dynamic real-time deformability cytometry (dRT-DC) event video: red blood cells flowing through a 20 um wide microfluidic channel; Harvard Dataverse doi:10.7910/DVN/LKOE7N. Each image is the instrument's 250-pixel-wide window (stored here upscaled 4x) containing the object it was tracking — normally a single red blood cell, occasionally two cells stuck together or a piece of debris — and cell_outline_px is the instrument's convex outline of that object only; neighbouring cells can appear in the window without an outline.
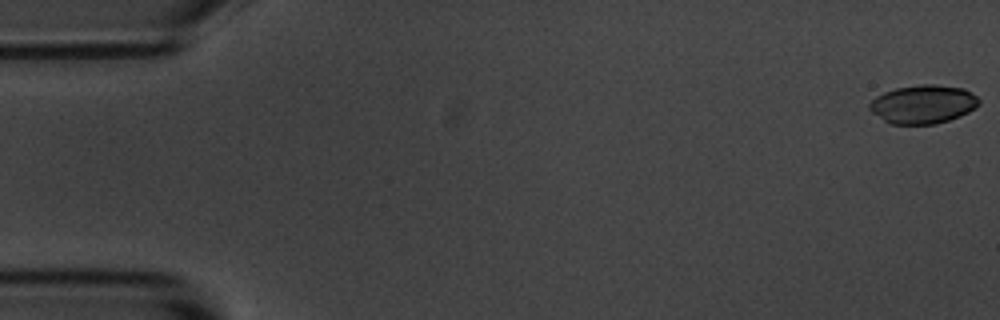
{"species": "common noctule bat (a hibernating species)", "species_latin": "Nyctalus noctula", "temperature_condition": "room temperature", "stored_images_in_passage": 7, "camera_frame_rate_fps": 3000, "um_per_image_px": 0.085, "animal": {"sex": "male", "body_mass_g": 20.1, "forearm_length_mm": 53.5}, "frame": {"image": 1, "passage_image": 1, "time_ms": 0.0, "image_size_px": [1000, 320], "cell_outline_px": [[980, 104], [976, 108], [960, 116], [936, 124], [892, 124], [884, 120], [872, 112], [868, 108], [868, 104], [876, 96], [884, 92], [896, 88], [920, 84], [936, 84], [964, 88], [976, 96], [980, 100]], "centroid_in_image_um": [78.47, 8.85], "position_along_channel_um": 6.5, "area_um2": 24.68}}
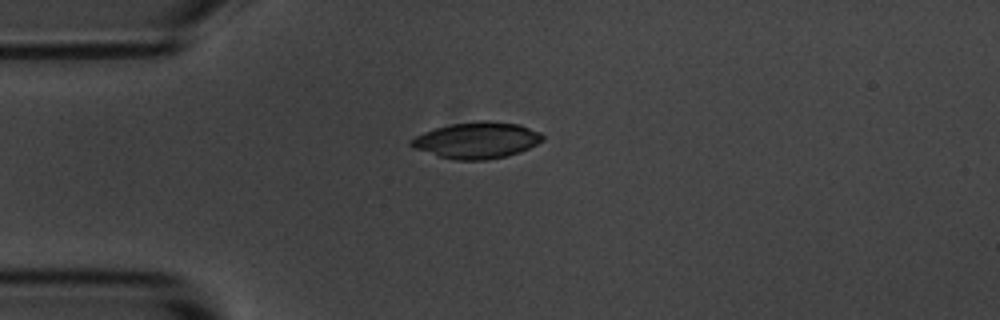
{"frame": {"image": 2, "passage_image": 4, "time_ms": 4.333, "image_size_px": [1000, 320], "cell_outline_px": [[544, 140], [520, 152], [508, 156], [484, 160], [456, 160], [440, 156], [412, 148], [408, 144], [408, 140], [424, 132], [436, 128], [452, 124], [480, 120], [488, 120], [520, 124], [540, 132], [544, 136]], "centroid_in_image_um": [40.54, 11.92], "position_along_channel_um": 44.5, "area_um2": 27.92}}
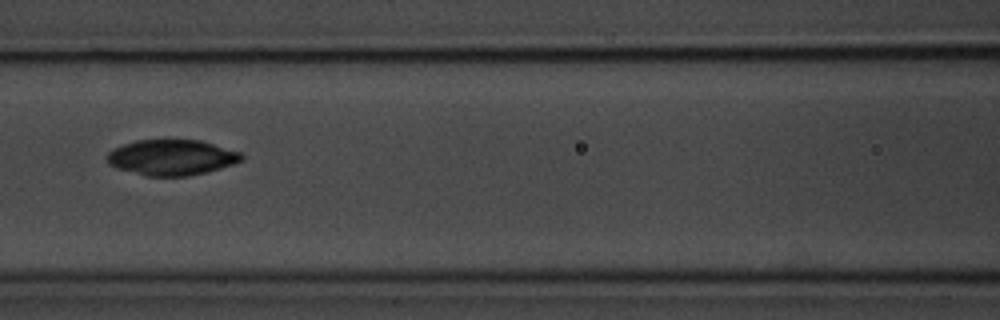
{"frame": {"image": 3, "passage_image": 7, "time_ms": 7.667, "image_size_px": [1000, 320], "cell_outline_px": [[244, 160], [220, 168], [188, 176], [148, 176], [116, 168], [108, 164], [108, 152], [112, 148], [136, 140], [200, 140], [240, 152], [244, 156]], "centroid_in_image_um": [14.58, 13.38], "position_along_channel_um": 152.0, "area_um2": 27.74}}